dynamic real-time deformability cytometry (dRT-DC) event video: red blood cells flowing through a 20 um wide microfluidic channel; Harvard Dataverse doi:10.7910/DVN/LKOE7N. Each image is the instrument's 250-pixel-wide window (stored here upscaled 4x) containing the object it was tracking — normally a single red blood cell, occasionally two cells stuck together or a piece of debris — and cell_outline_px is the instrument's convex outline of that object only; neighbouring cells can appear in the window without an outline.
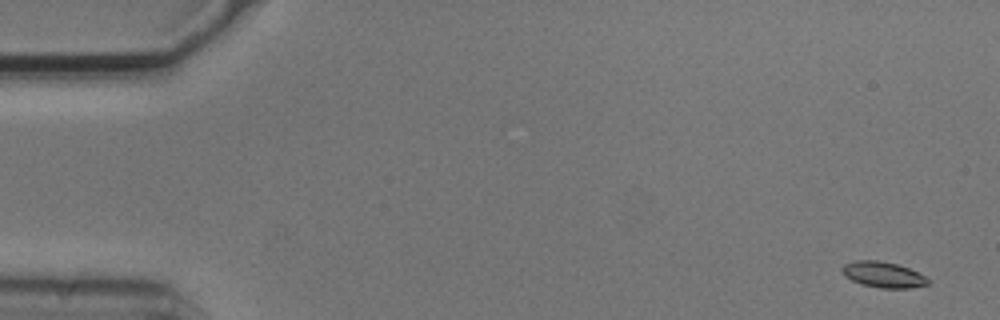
{"species": "common noctule bat (a hibernating species)", "species_latin": "Nyctalus noctula", "temperature_condition": "cold", "stored_images_in_passage": 5, "camera_frame_rate_fps": 3000, "um_per_image_px": 0.085, "animal": {"sex": "male", "body_mass_g": 20.5, "forearm_length_mm": 52.5}, "frame": {"image": 1, "passage_image": 1, "time_ms": 0.0, "image_size_px": [1000, 320], "cell_outline_px": [[928, 284], [908, 288], [880, 288], [860, 284], [844, 276], [840, 268], [844, 264], [856, 260], [876, 260], [896, 264], [908, 268], [924, 276], [928, 280]], "centroid_in_image_um": [75.0, 23.34], "position_along_channel_um": 10.0, "area_um2": 12.77}}
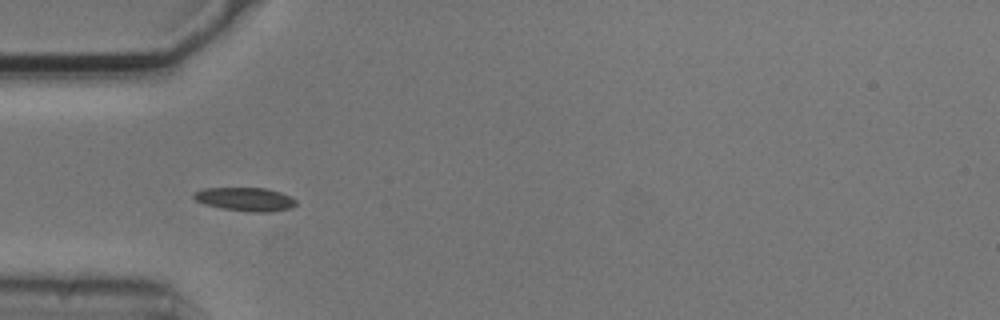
{"frame": {"image": 2, "passage_image": 4, "time_ms": 1.0, "image_size_px": [1000, 320], "cell_outline_px": [[296, 204], [288, 208], [272, 212], [248, 212], [224, 208], [204, 204], [196, 200], [192, 196], [192, 192], [204, 188], [264, 188], [280, 192], [292, 196], [296, 200]], "centroid_in_image_um": [20.84, 16.93], "position_along_channel_um": 64.2, "area_um2": 14.05}}